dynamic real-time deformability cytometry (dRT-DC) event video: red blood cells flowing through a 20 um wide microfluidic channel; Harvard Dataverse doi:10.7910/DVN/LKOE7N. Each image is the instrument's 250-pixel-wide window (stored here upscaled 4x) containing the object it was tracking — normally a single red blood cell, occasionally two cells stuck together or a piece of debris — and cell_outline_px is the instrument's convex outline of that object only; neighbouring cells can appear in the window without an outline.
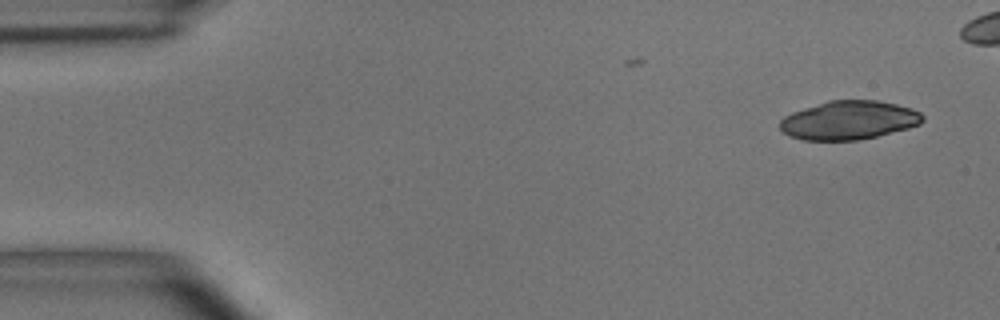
{"species": "common noctule bat (a hibernating species)", "species_latin": "Nyctalus noctula", "temperature_condition": "room temperature", "stored_images_in_passage": 47, "camera_frame_rate_fps": 3000, "um_per_image_px": 0.085, "animal": {"sex": "male", "body_mass_g": 15.6}, "frame": {"image": 1, "passage_image": 1, "time_ms": 0.0, "image_size_px": [1000, 320], "cell_outline_px": [[924, 120], [920, 124], [908, 128], [876, 136], [856, 140], [804, 140], [788, 136], [780, 128], [780, 120], [784, 116], [792, 112], [828, 100], [876, 100], [896, 104], [912, 108], [920, 112], [924, 116]], "centroid_in_image_um": [72.16, 10.21], "position_along_channel_um": 12.8, "area_um2": 32.19}}